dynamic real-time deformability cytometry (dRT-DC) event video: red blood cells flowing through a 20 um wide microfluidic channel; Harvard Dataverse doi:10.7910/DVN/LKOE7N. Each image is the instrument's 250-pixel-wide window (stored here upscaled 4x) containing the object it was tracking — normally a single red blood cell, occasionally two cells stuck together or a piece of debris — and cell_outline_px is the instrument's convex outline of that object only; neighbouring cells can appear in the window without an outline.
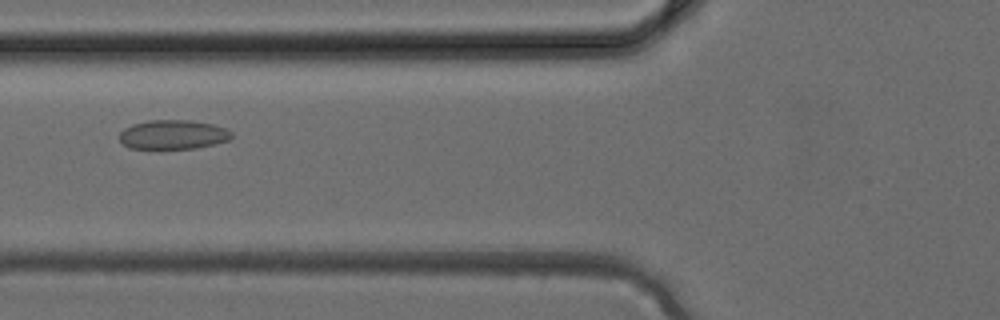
{"species": "common noctule bat (a hibernating species)", "species_latin": "Nyctalus noctula", "temperature_condition": "cold", "stored_images_in_passage": 29, "camera_frame_rate_fps": 3000, "um_per_image_px": 0.085, "animal": {"sex": "female", "body_mass_g": 24.6, "forearm_length_mm": 56.2}, "frame": {"image": 1, "passage_image": 6, "time_ms": 1.667, "image_size_px": [1000, 320], "cell_outline_px": [[232, 136], [228, 140], [196, 148], [128, 148], [120, 140], [120, 132], [124, 128], [132, 124], [148, 120], [188, 120], [212, 124], [228, 128], [232, 132]], "centroid_in_image_um": [14.71, 11.43], "position_along_channel_um": 111.1, "area_um2": 19.02}}
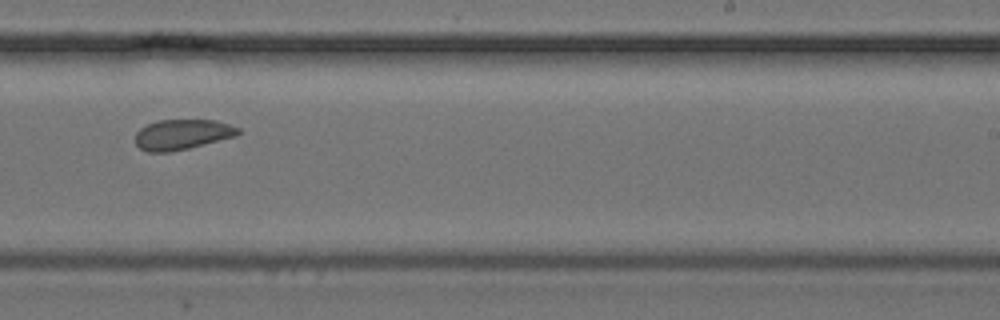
{"frame": {"image": 2, "passage_image": 15, "time_ms": 4.667, "image_size_px": [1000, 320], "cell_outline_px": [[240, 132], [236, 136], [188, 148], [168, 152], [148, 152], [140, 148], [136, 144], [136, 132], [140, 128], [156, 120], [216, 120], [240, 128]], "centroid_in_image_um": [15.48, 11.42], "position_along_channel_um": 273.5, "area_um2": 18.03}}
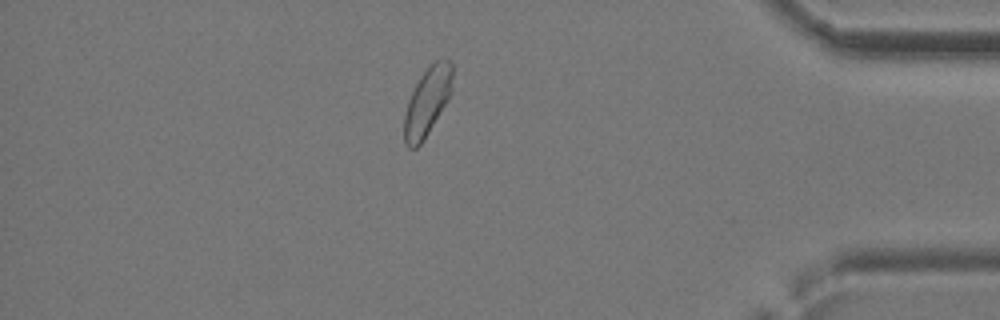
{"frame": {"image": 3, "passage_image": 24, "time_ms": 7.667, "image_size_px": [1000, 320], "cell_outline_px": [[452, 92], [448, 100], [424, 140], [416, 148], [408, 148], [404, 144], [404, 116], [408, 100], [420, 76], [432, 60], [448, 60], [452, 64]], "centroid_in_image_um": [36.31, 8.64], "position_along_channel_um": 398.9, "area_um2": 19.31}}